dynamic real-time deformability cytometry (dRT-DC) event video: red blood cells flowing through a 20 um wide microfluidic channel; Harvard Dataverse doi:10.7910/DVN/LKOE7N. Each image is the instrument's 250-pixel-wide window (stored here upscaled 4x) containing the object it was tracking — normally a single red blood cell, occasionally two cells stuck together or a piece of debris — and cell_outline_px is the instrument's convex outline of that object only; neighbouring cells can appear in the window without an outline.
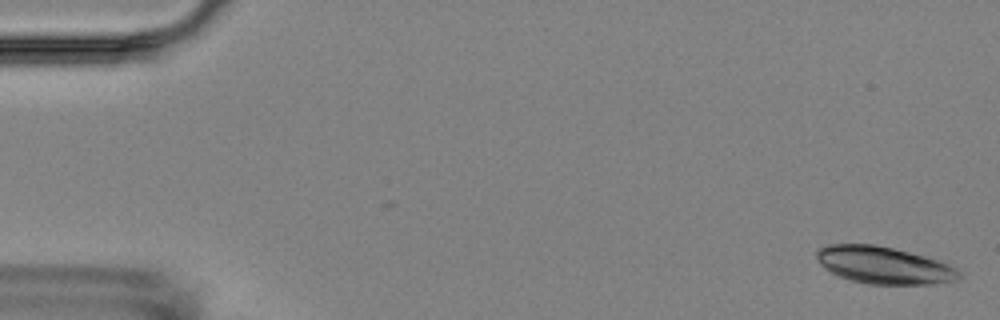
{"species": "Egyptian fruit bat (a non-hibernating species)", "species_latin": "Rousettus aegyptiacus", "temperature_condition": "room temperature", "stored_images_in_passage": 6, "camera_frame_rate_fps": 3000, "um_per_image_px": 0.085, "animal": {"sex": "female"}, "frame": {"image": 1, "passage_image": 1, "time_ms": 0.0, "image_size_px": [1000, 320], "cell_outline_px": [[960, 276], [956, 280], [932, 284], [868, 284], [852, 280], [840, 276], [824, 268], [820, 264], [816, 256], [816, 252], [820, 248], [828, 244], [872, 244], [892, 248], [924, 256], [948, 264], [956, 268], [960, 272]], "centroid_in_image_um": [75.11, 22.54], "position_along_channel_um": 9.9, "area_um2": 30.52}}